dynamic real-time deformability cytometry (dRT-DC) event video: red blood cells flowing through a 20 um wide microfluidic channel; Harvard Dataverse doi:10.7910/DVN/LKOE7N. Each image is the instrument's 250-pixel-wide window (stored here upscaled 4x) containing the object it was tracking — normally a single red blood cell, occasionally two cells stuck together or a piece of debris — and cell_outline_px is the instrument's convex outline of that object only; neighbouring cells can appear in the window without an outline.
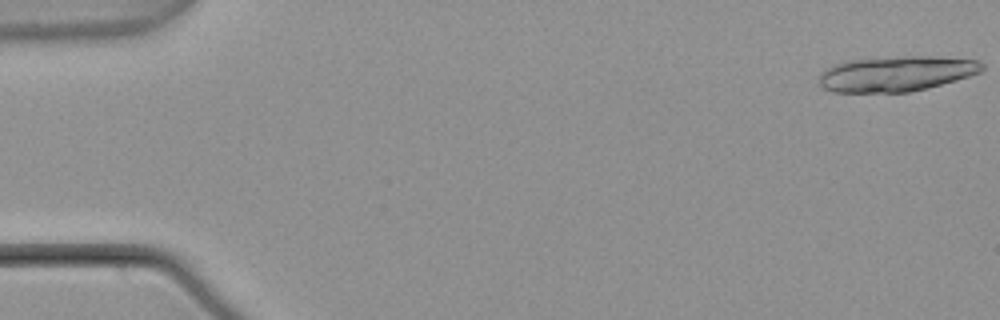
{"species": "common noctule bat (a hibernating species)", "species_latin": "Nyctalus noctula", "temperature_condition": "warm", "stored_images_in_passage": 10, "camera_frame_rate_fps": 3000, "um_per_image_px": 0.085, "animal": {"sex": "male", "body_mass_g": 21.5, "forearm_length_mm": 52.0}, "frame": {"image": 1, "passage_image": 1, "time_ms": 0.0, "image_size_px": [1000, 320], "cell_outline_px": [[984, 68], [980, 72], [956, 80], [928, 88], [912, 92], [832, 92], [824, 88], [820, 84], [820, 72], [836, 64], [852, 60], [904, 56], [928, 56], [980, 60], [984, 64]], "centroid_in_image_um": [76.22, 6.27], "position_along_channel_um": 8.8, "area_um2": 33.35}}
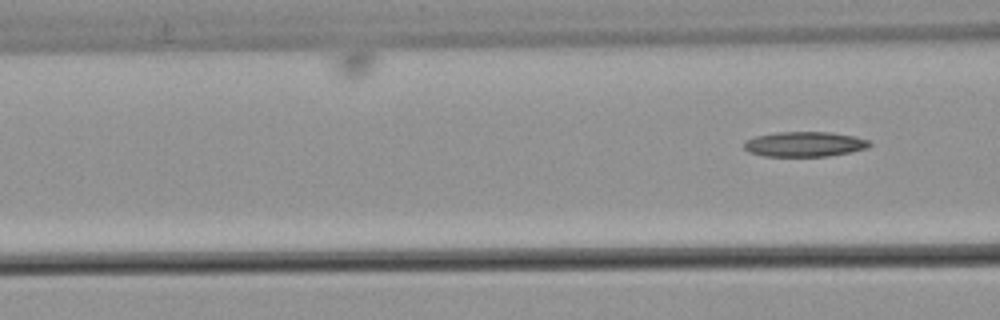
{"frame": {"image": 2, "passage_image": 10, "time_ms": 3.0, "image_size_px": [1000, 320], "cell_outline_px": [[872, 144], [868, 148], [852, 152], [828, 156], [764, 156], [748, 152], [744, 148], [744, 140], [756, 136], [776, 132], [832, 132], [852, 136], [868, 140]], "centroid_in_image_um": [68.38, 12.25], "position_along_channel_um": 98.2, "area_um2": 18.38}}